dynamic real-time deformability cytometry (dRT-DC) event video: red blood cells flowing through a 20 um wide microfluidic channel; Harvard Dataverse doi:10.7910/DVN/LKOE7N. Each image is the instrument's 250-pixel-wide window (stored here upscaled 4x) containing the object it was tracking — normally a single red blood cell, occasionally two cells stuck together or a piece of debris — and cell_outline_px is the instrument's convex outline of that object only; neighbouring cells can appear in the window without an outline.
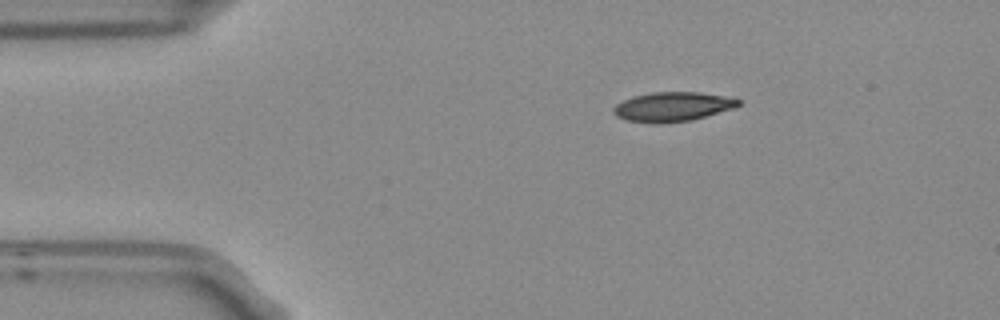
{"species": "Egyptian fruit bat (a non-hibernating species)", "species_latin": "Rousettus aegyptiacus", "temperature_condition": "room temperature", "stored_images_in_passage": 5, "segment_of_instrument_passage": [2, 2], "camera_frame_rate_fps": 3000, "um_per_image_px": 0.085, "frame": {"image": 1, "passage_image": 5, "time_ms": 1.333, "image_size_px": [1000, 320], "cell_outline_px": [[740, 104], [736, 108], [692, 120], [656, 124], [628, 120], [616, 116], [612, 112], [612, 108], [616, 104], [632, 96], [652, 92], [700, 92], [724, 96], [740, 100]], "centroid_in_image_um": [57.16, 9.07], "position_along_channel_um": 27.8, "area_um2": 21.5}}